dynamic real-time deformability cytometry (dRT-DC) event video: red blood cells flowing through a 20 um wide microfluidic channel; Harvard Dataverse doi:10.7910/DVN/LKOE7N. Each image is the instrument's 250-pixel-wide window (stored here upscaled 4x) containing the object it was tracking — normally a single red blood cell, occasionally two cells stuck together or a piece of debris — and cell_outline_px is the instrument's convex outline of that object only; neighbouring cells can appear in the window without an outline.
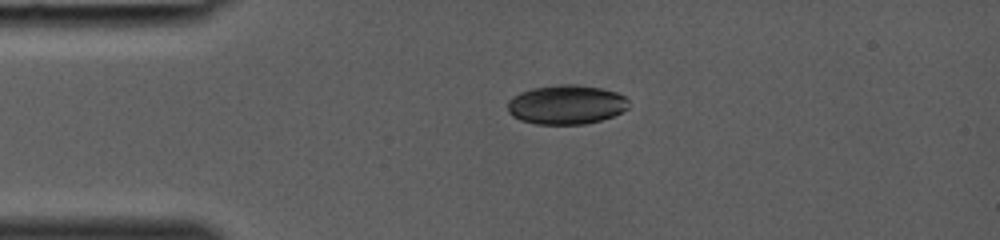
{"species": "common noctule bat (a hibernating species)", "species_latin": "Nyctalus noctula", "temperature_condition": "room temperature", "stored_images_in_passage": 27, "camera_frame_rate_fps": 3000, "um_per_image_px": 0.085, "animal": {"sex": "female", "body_mass_g": 19.0, "forearm_length_mm": 53.3}, "frame": {"image": 1, "passage_image": 1, "time_ms": 0.0, "image_size_px": [1000, 240], "cell_outline_px": [[628, 108], [612, 116], [600, 120], [584, 124], [536, 124], [520, 120], [512, 116], [508, 112], [508, 100], [520, 92], [532, 88], [560, 84], [576, 84], [600, 88], [616, 92], [624, 96], [628, 100]], "centroid_in_image_um": [48.11, 8.89], "position_along_channel_um": 36.9, "area_um2": 27.69}}
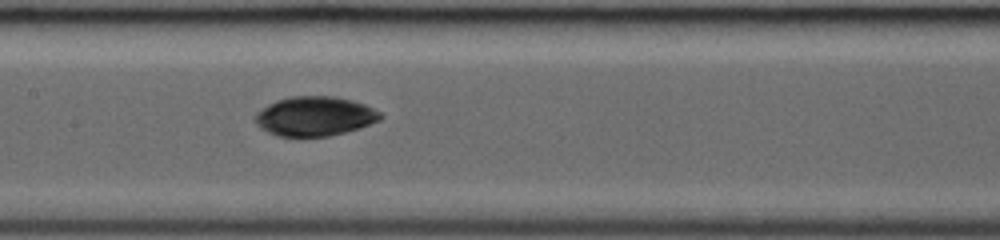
{"frame": {"image": 2, "passage_image": 11, "time_ms": 3.333, "image_size_px": [1000, 240], "cell_outline_px": [[384, 116], [380, 120], [360, 128], [328, 136], [276, 136], [260, 128], [256, 124], [256, 112], [268, 104], [276, 100], [292, 96], [336, 96], [352, 100], [364, 104], [380, 112]], "centroid_in_image_um": [26.76, 9.87], "position_along_channel_um": 180.6, "area_um2": 28.78}}
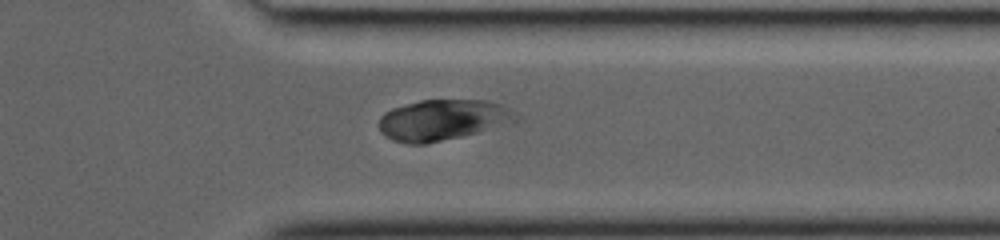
{"frame": {"image": 3, "passage_image": 22, "time_ms": 7.0, "image_size_px": [1000, 240], "cell_outline_px": [[520, 120], [516, 124], [480, 132], [424, 144], [408, 144], [392, 140], [380, 132], [376, 124], [380, 116], [384, 112], [392, 108], [404, 104], [420, 100], [488, 100], [512, 108], [520, 116]], "centroid_in_image_um": [37.69, 10.19], "position_along_channel_um": 373.7, "area_um2": 33.47}}